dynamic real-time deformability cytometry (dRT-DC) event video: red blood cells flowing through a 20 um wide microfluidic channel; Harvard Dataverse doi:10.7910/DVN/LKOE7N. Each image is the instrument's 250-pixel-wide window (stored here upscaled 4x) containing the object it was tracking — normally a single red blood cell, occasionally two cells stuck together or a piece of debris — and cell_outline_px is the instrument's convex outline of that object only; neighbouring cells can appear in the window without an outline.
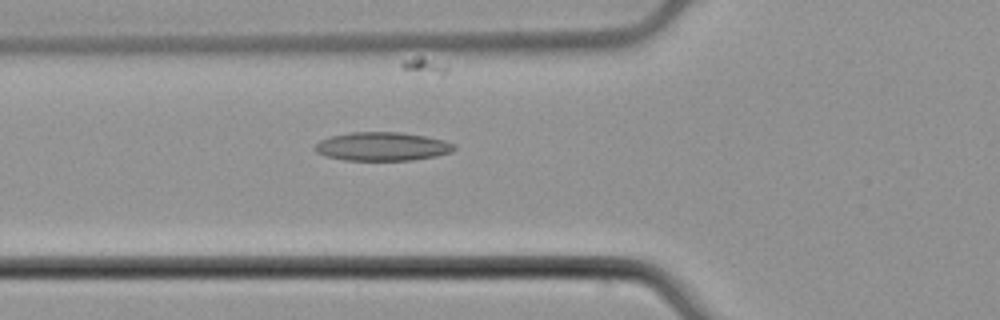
{"species": "common noctule bat (a hibernating species)", "species_latin": "Nyctalus noctula", "temperature_condition": "cold", "stored_images_in_passage": 44, "camera_frame_rate_fps": 3000, "um_per_image_px": 0.085, "animal": {"sex": "male", "body_mass_g": 21.5, "forearm_length_mm": 52.0}, "frame": {"image": 1, "passage_image": 11, "time_ms": 3.333, "image_size_px": [1000, 320], "cell_outline_px": [[456, 148], [452, 152], [436, 156], [412, 160], [344, 160], [324, 156], [316, 152], [312, 148], [320, 140], [332, 136], [352, 132], [400, 132], [424, 136], [444, 140], [452, 144]], "centroid_in_image_um": [32.46, 12.45], "position_along_channel_um": 93.3, "area_um2": 23.18}}
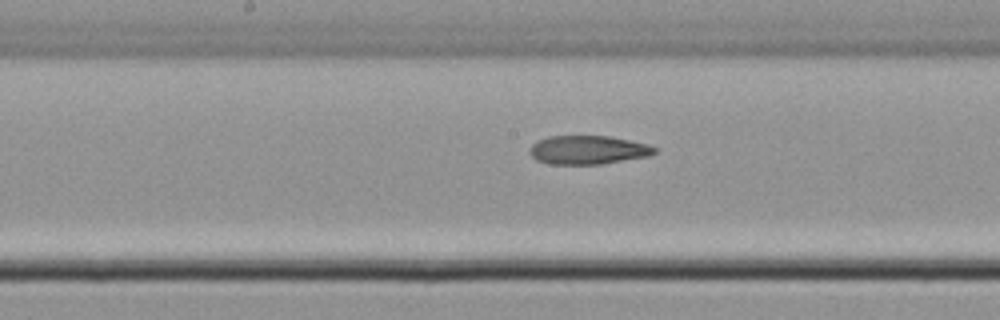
{"frame": {"image": 2, "passage_image": 19, "time_ms": 6.0, "image_size_px": [1000, 320], "cell_outline_px": [[656, 152], [648, 156], [600, 164], [548, 164], [536, 160], [528, 152], [532, 144], [536, 140], [548, 136], [612, 136], [648, 144], [656, 148]], "centroid_in_image_um": [49.94, 12.73], "position_along_channel_um": 198.3, "area_um2": 20.98}}
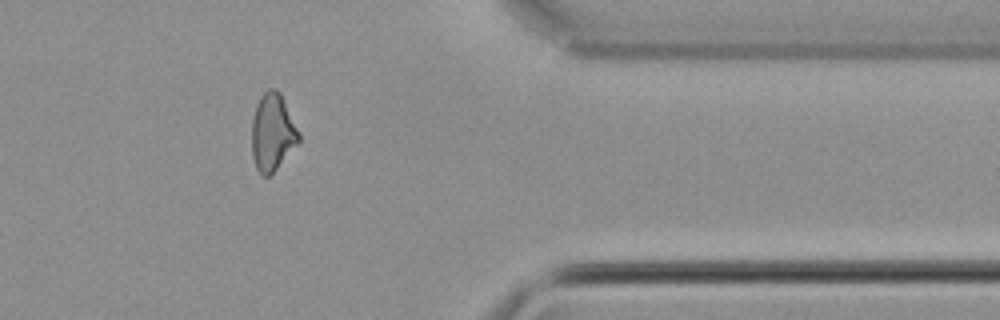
{"frame": {"image": 3, "passage_image": 35, "time_ms": 11.333, "image_size_px": [1000, 320], "cell_outline_px": [[300, 140], [276, 168], [268, 176], [260, 176], [256, 168], [252, 156], [252, 120], [256, 104], [260, 96], [268, 88], [276, 88], [280, 92], [300, 132]], "centroid_in_image_um": [23.15, 11.22], "position_along_channel_um": 388.3, "area_um2": 21.15}}